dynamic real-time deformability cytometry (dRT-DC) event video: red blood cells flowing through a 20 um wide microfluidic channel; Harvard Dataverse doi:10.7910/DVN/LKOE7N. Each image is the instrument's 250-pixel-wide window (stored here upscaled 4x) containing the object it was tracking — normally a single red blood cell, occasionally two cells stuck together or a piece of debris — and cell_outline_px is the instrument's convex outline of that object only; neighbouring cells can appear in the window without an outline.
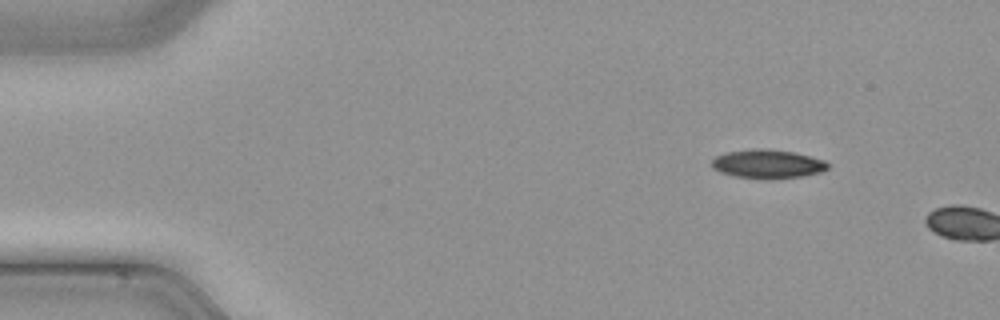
{"species": "common noctule bat (a hibernating species)", "species_latin": "Nyctalus noctula", "temperature_condition": "cold", "stored_images_in_passage": 9, "camera_frame_rate_fps": 3000, "um_per_image_px": 0.085, "animal": {"sex": "male", "body_mass_g": 21.5, "forearm_length_mm": 52.0}, "frame": {"image": 1, "passage_image": 1, "time_ms": 0.0, "image_size_px": [1000, 320], "cell_outline_px": [[828, 168], [820, 172], [804, 176], [772, 180], [732, 176], [720, 172], [712, 168], [712, 160], [716, 156], [728, 152], [792, 152], [824, 160], [828, 164]], "centroid_in_image_um": [65.26, 14.02], "position_along_channel_um": 19.7, "area_um2": 18.5}}